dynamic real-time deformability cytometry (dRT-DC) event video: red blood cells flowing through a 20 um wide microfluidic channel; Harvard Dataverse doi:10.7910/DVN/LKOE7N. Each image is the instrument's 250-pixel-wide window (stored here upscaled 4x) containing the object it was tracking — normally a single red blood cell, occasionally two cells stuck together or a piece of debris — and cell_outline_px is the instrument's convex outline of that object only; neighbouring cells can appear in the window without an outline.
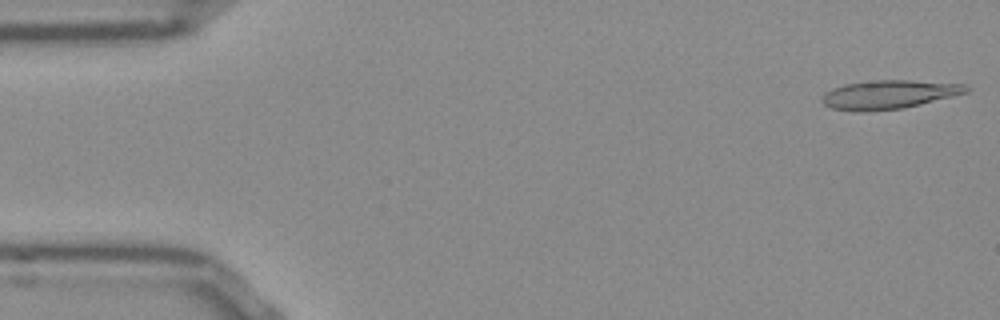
{"species": "Egyptian fruit bat (a non-hibernating species)", "species_latin": "Rousettus aegyptiacus", "temperature_condition": "room temperature", "stored_images_in_passage": 51, "camera_frame_rate_fps": 3000, "um_per_image_px": 0.085, "frame": {"image": 1, "passage_image": 1, "time_ms": 0.0, "image_size_px": [1000, 320], "cell_outline_px": [[972, 88], [968, 92], [904, 108], [864, 112], [856, 112], [832, 108], [824, 104], [820, 100], [824, 92], [832, 88], [844, 84], [876, 80], [908, 80], [964, 84]], "centroid_in_image_um": [75.52, 8.04], "position_along_channel_um": 9.5, "area_um2": 24.22}}
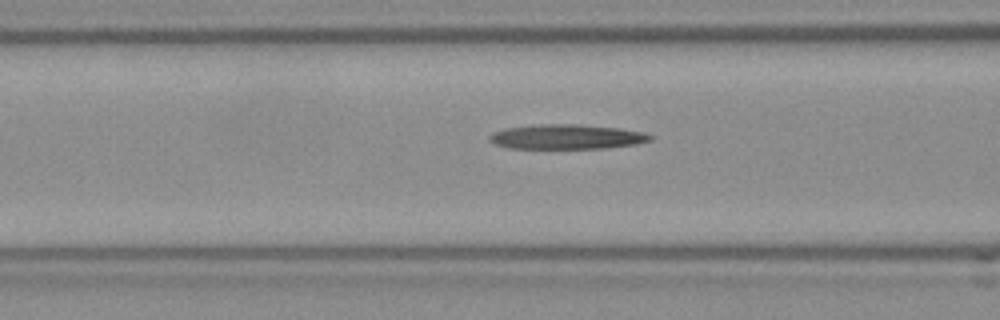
{"frame": {"image": 2, "passage_image": 19, "time_ms": 6.0, "image_size_px": [1000, 320], "cell_outline_px": [[656, 136], [652, 140], [636, 144], [604, 148], [508, 148], [496, 144], [488, 140], [488, 136], [492, 132], [504, 128], [540, 124], [580, 124], [620, 128], [644, 132]], "centroid_in_image_um": [48.19, 11.62], "position_along_channel_um": 118.4, "area_um2": 23.35}}
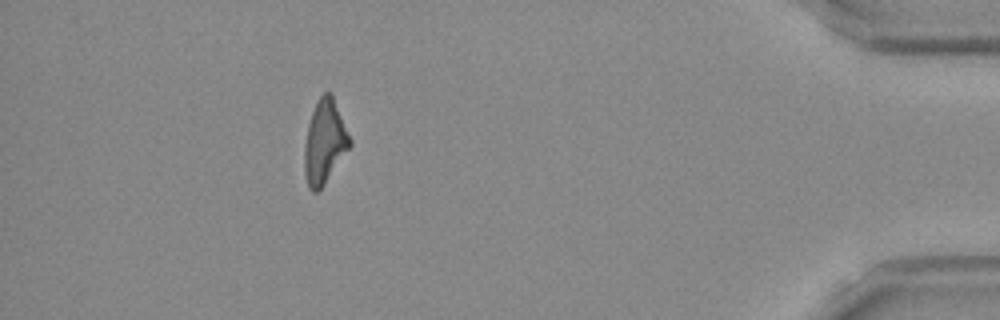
{"frame": {"image": 3, "passage_image": 46, "time_ms": 15.0, "image_size_px": [1000, 320], "cell_outline_px": [[352, 144], [324, 184], [316, 192], [312, 192], [308, 188], [304, 172], [304, 144], [308, 124], [316, 100], [324, 92], [332, 92], [352, 140]], "centroid_in_image_um": [27.59, 12.03], "position_along_channel_um": 407.6, "area_um2": 22.31}}